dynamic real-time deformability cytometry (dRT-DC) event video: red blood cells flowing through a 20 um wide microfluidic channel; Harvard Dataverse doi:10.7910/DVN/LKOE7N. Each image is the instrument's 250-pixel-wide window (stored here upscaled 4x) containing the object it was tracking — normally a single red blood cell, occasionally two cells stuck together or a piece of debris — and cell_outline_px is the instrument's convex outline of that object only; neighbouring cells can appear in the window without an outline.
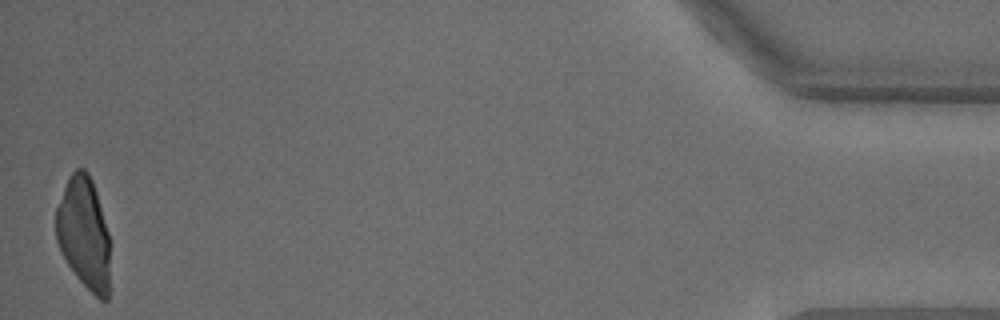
{"species": "common noctule bat (a hibernating species)", "species_latin": "Nyctalus noctula", "temperature_condition": "warm", "stored_images_in_passage": 31, "camera_frame_rate_fps": 3000, "um_per_image_px": 0.085, "animal": {"sex": "male", "body_mass_g": 18.8}, "frame": {"image": 1, "passage_image": 31, "time_ms": 10.0, "image_size_px": [1000, 320], "cell_outline_px": [[108, 300], [100, 300], [76, 276], [60, 252], [56, 240], [56, 208], [68, 176], [76, 168], [84, 168], [88, 172], [92, 180], [96, 192], [108, 232]], "centroid_in_image_um": [7.1, 19.78], "position_along_channel_um": 428.1, "area_um2": 34.85}}